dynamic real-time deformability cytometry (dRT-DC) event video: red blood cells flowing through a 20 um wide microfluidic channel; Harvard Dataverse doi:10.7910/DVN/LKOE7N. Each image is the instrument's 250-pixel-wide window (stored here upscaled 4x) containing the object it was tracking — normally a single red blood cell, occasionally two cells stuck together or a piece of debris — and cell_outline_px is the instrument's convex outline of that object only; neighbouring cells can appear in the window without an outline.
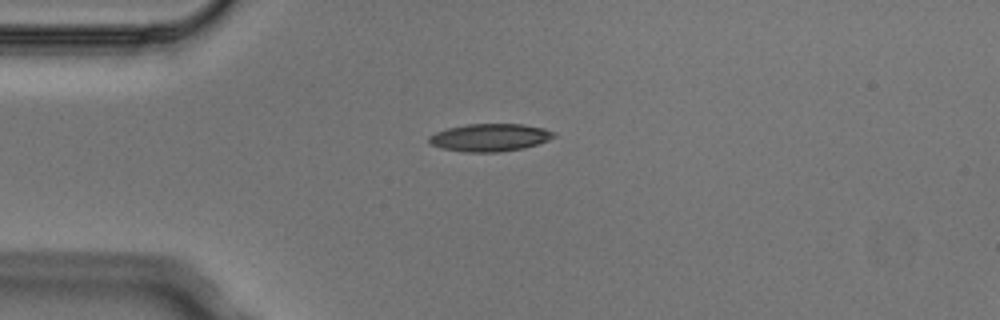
{"species": "Egyptian fruit bat (a non-hibernating species)", "species_latin": "Rousettus aegyptiacus", "temperature_condition": "cold", "stored_images_in_passage": 4, "camera_frame_rate_fps": 3000, "um_per_image_px": 0.085, "animal": {"sex": "male"}, "frame": {"image": 1, "passage_image": 1, "time_ms": 0.0, "image_size_px": [1000, 320], "cell_outline_px": [[556, 136], [548, 140], [524, 148], [500, 152], [464, 152], [440, 148], [428, 144], [428, 136], [436, 132], [448, 128], [468, 124], [524, 124], [544, 128], [556, 132]], "centroid_in_image_um": [41.62, 11.69], "position_along_channel_um": 43.4, "area_um2": 20.29}}
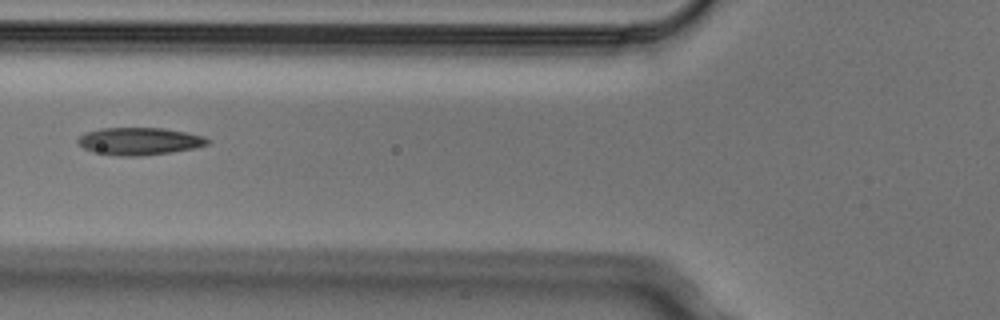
{"frame": {"image": 2, "passage_image": 3, "time_ms": 0.667, "image_size_px": [1000, 320], "cell_outline_px": [[212, 140], [208, 144], [192, 148], [172, 152], [140, 156], [116, 156], [92, 152], [84, 148], [76, 140], [84, 132], [100, 128], [164, 128], [204, 136]], "centroid_in_image_um": [11.82, 12.0], "position_along_channel_um": 114.0, "area_um2": 20.81}}
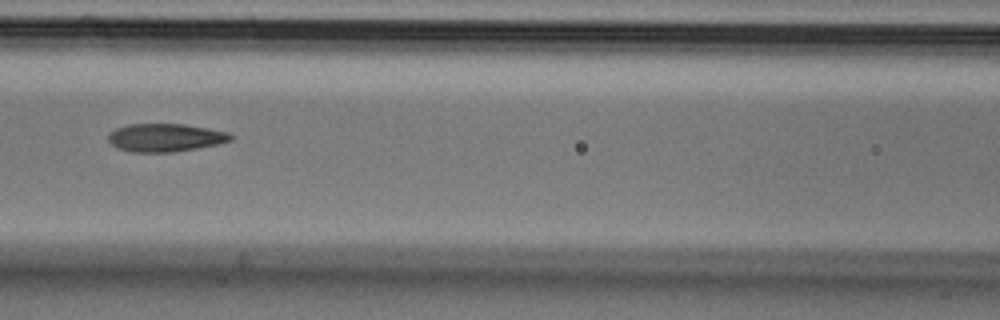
{"frame": {"image": 3, "passage_image": 4, "time_ms": 1.0, "image_size_px": [1000, 320], "cell_outline_px": [[232, 140], [216, 144], [196, 148], [172, 152], [132, 152], [116, 148], [108, 140], [108, 132], [116, 128], [128, 124], [184, 124], [208, 128], [228, 132], [232, 136]], "centroid_in_image_um": [14.01, 11.69], "position_along_channel_um": 152.6, "area_um2": 20.0}}